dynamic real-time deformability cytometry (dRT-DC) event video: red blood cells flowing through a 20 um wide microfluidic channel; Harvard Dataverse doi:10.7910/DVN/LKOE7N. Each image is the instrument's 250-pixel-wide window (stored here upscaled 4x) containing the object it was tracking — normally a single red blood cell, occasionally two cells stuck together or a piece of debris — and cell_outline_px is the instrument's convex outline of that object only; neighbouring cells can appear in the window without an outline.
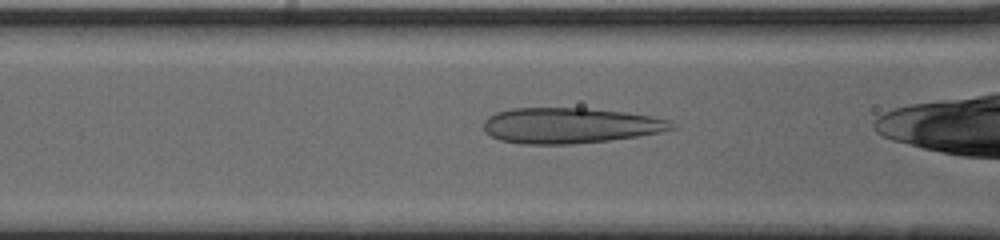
{"species": "human", "species_latin": "Homo sapiens", "temperature_condition": "cold", "stored_images_in_passage": 43, "camera_frame_rate_fps": 3000, "um_per_image_px": 0.085, "donor": {"sex": "male"}, "frame": {"image": 1, "passage_image": 22, "time_ms": 7.0, "image_size_px": [1000, 240], "cell_outline_px": [[676, 128], [660, 132], [636, 136], [608, 140], [572, 144], [524, 144], [500, 140], [484, 132], [484, 120], [488, 116], [496, 112], [512, 108], [584, 108], [624, 112], [648, 116], [668, 120], [676, 124]], "centroid_in_image_um": [48.41, 10.67], "position_along_channel_um": 118.2, "area_um2": 38.84}}
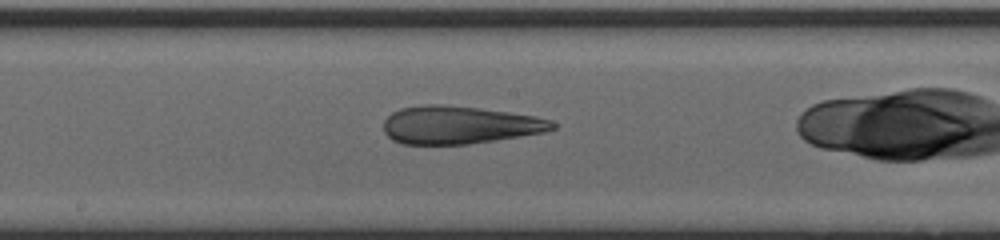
{"frame": {"image": 2, "passage_image": 29, "time_ms": 9.333, "image_size_px": [1000, 240], "cell_outline_px": [[556, 128], [544, 132], [496, 140], [468, 144], [400, 144], [392, 140], [384, 132], [384, 120], [392, 112], [400, 108], [424, 104], [444, 104], [480, 108], [536, 116], [552, 120], [556, 124]], "centroid_in_image_um": [39.03, 10.61], "position_along_channel_um": 209.2, "area_um2": 37.45}}
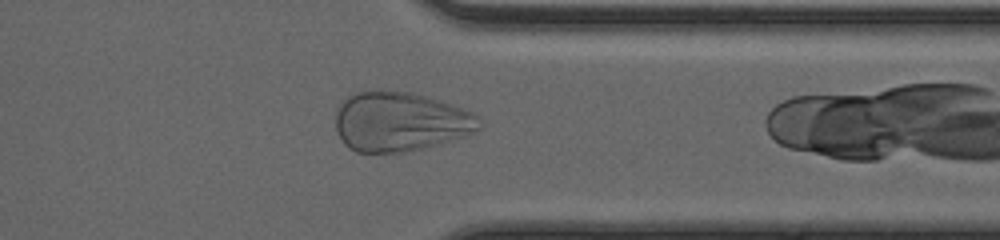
{"frame": {"image": 3, "passage_image": 42, "time_ms": 13.667, "image_size_px": [1000, 240], "cell_outline_px": [[480, 128], [476, 132], [464, 136], [436, 144], [404, 152], [356, 152], [348, 148], [344, 144], [336, 128], [336, 112], [340, 104], [348, 96], [356, 92], [376, 88], [384, 88], [412, 92], [440, 100], [452, 104], [472, 112], [480, 116]], "centroid_in_image_um": [34.0, 10.3], "position_along_channel_um": 377.4, "area_um2": 50.29}}